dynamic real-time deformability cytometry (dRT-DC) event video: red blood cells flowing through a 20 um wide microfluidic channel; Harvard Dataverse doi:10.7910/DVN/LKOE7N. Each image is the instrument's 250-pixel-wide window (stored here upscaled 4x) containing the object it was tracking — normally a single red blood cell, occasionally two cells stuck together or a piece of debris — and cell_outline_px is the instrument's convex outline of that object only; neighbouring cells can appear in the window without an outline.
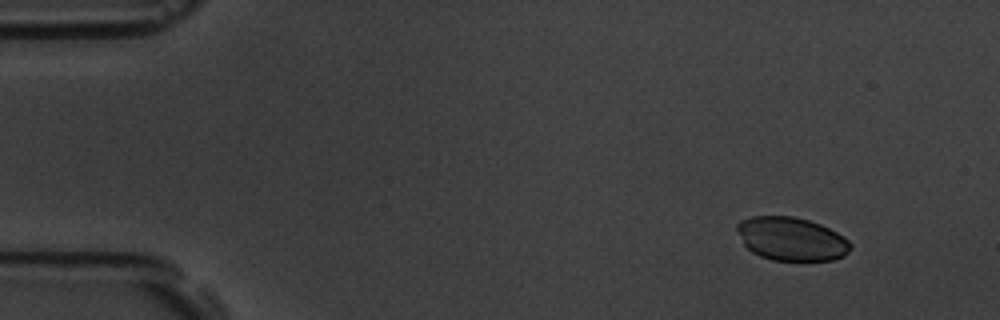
{"species": "common noctule bat (a hibernating species)", "species_latin": "Nyctalus noctula", "temperature_condition": "room temperature", "stored_images_in_passage": 6, "segment_of_instrument_passage": [1, 2], "camera_frame_rate_fps": 3000, "um_per_image_px": 0.085, "animal": {"sex": "male", "body_mass_g": 19.5, "forearm_length_mm": 54.6}, "frame": {"image": 1, "passage_image": 2, "time_ms": 1.0, "image_size_px": [1000, 320], "cell_outline_px": [[852, 248], [844, 256], [832, 260], [772, 260], [760, 256], [752, 252], [744, 244], [736, 228], [736, 224], [740, 220], [752, 216], [792, 216], [808, 220], [820, 224], [844, 236], [852, 244]], "centroid_in_image_um": [67.27, 20.3], "position_along_channel_um": 17.7, "area_um2": 28.73}}